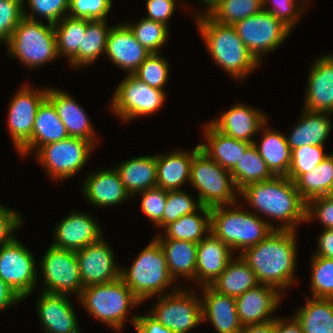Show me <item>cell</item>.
Listing matches in <instances>:
<instances>
[{
	"mask_svg": "<svg viewBox=\"0 0 333 333\" xmlns=\"http://www.w3.org/2000/svg\"><path fill=\"white\" fill-rule=\"evenodd\" d=\"M296 242V231L274 230L239 255L254 271L259 284L273 286L283 293L290 285L297 284Z\"/></svg>",
	"mask_w": 333,
	"mask_h": 333,
	"instance_id": "6da1fadb",
	"label": "cell"
},
{
	"mask_svg": "<svg viewBox=\"0 0 333 333\" xmlns=\"http://www.w3.org/2000/svg\"><path fill=\"white\" fill-rule=\"evenodd\" d=\"M239 195L251 208L281 222L276 230L296 231L299 223L306 222L307 203L296 189L295 183L286 176L253 183L243 188ZM247 201V202H246Z\"/></svg>",
	"mask_w": 333,
	"mask_h": 333,
	"instance_id": "7a4b0ae2",
	"label": "cell"
},
{
	"mask_svg": "<svg viewBox=\"0 0 333 333\" xmlns=\"http://www.w3.org/2000/svg\"><path fill=\"white\" fill-rule=\"evenodd\" d=\"M194 21L213 61L228 75L242 82L260 66L233 25L214 21L209 15L197 17Z\"/></svg>",
	"mask_w": 333,
	"mask_h": 333,
	"instance_id": "3957f363",
	"label": "cell"
},
{
	"mask_svg": "<svg viewBox=\"0 0 333 333\" xmlns=\"http://www.w3.org/2000/svg\"><path fill=\"white\" fill-rule=\"evenodd\" d=\"M236 206L240 207L236 202L211 208L210 228L211 233L224 242L232 252L240 250L239 253H242L246 248L264 240L276 230V225L263 219L259 214L245 211L242 206L241 208Z\"/></svg>",
	"mask_w": 333,
	"mask_h": 333,
	"instance_id": "277c9868",
	"label": "cell"
},
{
	"mask_svg": "<svg viewBox=\"0 0 333 333\" xmlns=\"http://www.w3.org/2000/svg\"><path fill=\"white\" fill-rule=\"evenodd\" d=\"M121 278L142 303L155 295L170 294L180 288L173 289L172 285L176 282L168 271L164 252L155 238L128 269L121 268ZM169 286H172L171 290Z\"/></svg>",
	"mask_w": 333,
	"mask_h": 333,
	"instance_id": "5b68a950",
	"label": "cell"
},
{
	"mask_svg": "<svg viewBox=\"0 0 333 333\" xmlns=\"http://www.w3.org/2000/svg\"><path fill=\"white\" fill-rule=\"evenodd\" d=\"M77 299L91 316L117 331L123 329L130 309L142 304L121 277L83 288Z\"/></svg>",
	"mask_w": 333,
	"mask_h": 333,
	"instance_id": "8992f818",
	"label": "cell"
},
{
	"mask_svg": "<svg viewBox=\"0 0 333 333\" xmlns=\"http://www.w3.org/2000/svg\"><path fill=\"white\" fill-rule=\"evenodd\" d=\"M5 46L9 57L18 58L21 64L31 69L58 58L54 25L41 20L23 17Z\"/></svg>",
	"mask_w": 333,
	"mask_h": 333,
	"instance_id": "52a82bcc",
	"label": "cell"
},
{
	"mask_svg": "<svg viewBox=\"0 0 333 333\" xmlns=\"http://www.w3.org/2000/svg\"><path fill=\"white\" fill-rule=\"evenodd\" d=\"M190 185L197 190L201 205L210 209L236 203L240 197L230 171L201 149L195 153L191 163Z\"/></svg>",
	"mask_w": 333,
	"mask_h": 333,
	"instance_id": "ba28073f",
	"label": "cell"
},
{
	"mask_svg": "<svg viewBox=\"0 0 333 333\" xmlns=\"http://www.w3.org/2000/svg\"><path fill=\"white\" fill-rule=\"evenodd\" d=\"M92 142L68 137L59 142L41 146L35 156L46 173L55 181L71 178L80 172L95 148Z\"/></svg>",
	"mask_w": 333,
	"mask_h": 333,
	"instance_id": "9c48e42d",
	"label": "cell"
},
{
	"mask_svg": "<svg viewBox=\"0 0 333 333\" xmlns=\"http://www.w3.org/2000/svg\"><path fill=\"white\" fill-rule=\"evenodd\" d=\"M165 100L166 92L150 87L133 74H128L115 89L110 107L118 118L130 122L159 111Z\"/></svg>",
	"mask_w": 333,
	"mask_h": 333,
	"instance_id": "30bf717a",
	"label": "cell"
},
{
	"mask_svg": "<svg viewBox=\"0 0 333 333\" xmlns=\"http://www.w3.org/2000/svg\"><path fill=\"white\" fill-rule=\"evenodd\" d=\"M148 313L174 333H188L202 323L200 296L189 289L158 296Z\"/></svg>",
	"mask_w": 333,
	"mask_h": 333,
	"instance_id": "8fae6325",
	"label": "cell"
},
{
	"mask_svg": "<svg viewBox=\"0 0 333 333\" xmlns=\"http://www.w3.org/2000/svg\"><path fill=\"white\" fill-rule=\"evenodd\" d=\"M233 26L248 51L259 63L267 53L276 50L292 32L264 9Z\"/></svg>",
	"mask_w": 333,
	"mask_h": 333,
	"instance_id": "7c38bea8",
	"label": "cell"
},
{
	"mask_svg": "<svg viewBox=\"0 0 333 333\" xmlns=\"http://www.w3.org/2000/svg\"><path fill=\"white\" fill-rule=\"evenodd\" d=\"M39 263L43 292L79 298L84 287L76 252L50 245Z\"/></svg>",
	"mask_w": 333,
	"mask_h": 333,
	"instance_id": "4fadbf2b",
	"label": "cell"
},
{
	"mask_svg": "<svg viewBox=\"0 0 333 333\" xmlns=\"http://www.w3.org/2000/svg\"><path fill=\"white\" fill-rule=\"evenodd\" d=\"M36 264L32 251L17 237L0 247V278L23 301L37 288Z\"/></svg>",
	"mask_w": 333,
	"mask_h": 333,
	"instance_id": "5bb4252c",
	"label": "cell"
},
{
	"mask_svg": "<svg viewBox=\"0 0 333 333\" xmlns=\"http://www.w3.org/2000/svg\"><path fill=\"white\" fill-rule=\"evenodd\" d=\"M47 92V87L38 90L24 85L9 103L7 127L18 152L31 139L38 108L47 98Z\"/></svg>",
	"mask_w": 333,
	"mask_h": 333,
	"instance_id": "9a60e30c",
	"label": "cell"
},
{
	"mask_svg": "<svg viewBox=\"0 0 333 333\" xmlns=\"http://www.w3.org/2000/svg\"><path fill=\"white\" fill-rule=\"evenodd\" d=\"M83 287L112 282L121 277V268L104 236L76 252Z\"/></svg>",
	"mask_w": 333,
	"mask_h": 333,
	"instance_id": "2e32d148",
	"label": "cell"
},
{
	"mask_svg": "<svg viewBox=\"0 0 333 333\" xmlns=\"http://www.w3.org/2000/svg\"><path fill=\"white\" fill-rule=\"evenodd\" d=\"M54 227V241L51 245L77 252L89 244L99 241L104 235L100 224L87 213L71 211Z\"/></svg>",
	"mask_w": 333,
	"mask_h": 333,
	"instance_id": "e0dca14e",
	"label": "cell"
},
{
	"mask_svg": "<svg viewBox=\"0 0 333 333\" xmlns=\"http://www.w3.org/2000/svg\"><path fill=\"white\" fill-rule=\"evenodd\" d=\"M283 293L277 288L258 284L235 298L240 323L245 325L273 321L272 316L281 303Z\"/></svg>",
	"mask_w": 333,
	"mask_h": 333,
	"instance_id": "ac0fdd59",
	"label": "cell"
},
{
	"mask_svg": "<svg viewBox=\"0 0 333 333\" xmlns=\"http://www.w3.org/2000/svg\"><path fill=\"white\" fill-rule=\"evenodd\" d=\"M150 54L125 22L112 26L105 55L115 66L126 71V75L133 74Z\"/></svg>",
	"mask_w": 333,
	"mask_h": 333,
	"instance_id": "d6986e66",
	"label": "cell"
},
{
	"mask_svg": "<svg viewBox=\"0 0 333 333\" xmlns=\"http://www.w3.org/2000/svg\"><path fill=\"white\" fill-rule=\"evenodd\" d=\"M307 77L303 109L333 113V54L317 57Z\"/></svg>",
	"mask_w": 333,
	"mask_h": 333,
	"instance_id": "ffe728a7",
	"label": "cell"
},
{
	"mask_svg": "<svg viewBox=\"0 0 333 333\" xmlns=\"http://www.w3.org/2000/svg\"><path fill=\"white\" fill-rule=\"evenodd\" d=\"M266 117L264 112L255 107L237 103L221 116L208 122L229 137L253 144L255 141L252 137L268 122Z\"/></svg>",
	"mask_w": 333,
	"mask_h": 333,
	"instance_id": "44dd1931",
	"label": "cell"
},
{
	"mask_svg": "<svg viewBox=\"0 0 333 333\" xmlns=\"http://www.w3.org/2000/svg\"><path fill=\"white\" fill-rule=\"evenodd\" d=\"M40 293L36 306L44 333H81L68 295Z\"/></svg>",
	"mask_w": 333,
	"mask_h": 333,
	"instance_id": "7402d4cb",
	"label": "cell"
},
{
	"mask_svg": "<svg viewBox=\"0 0 333 333\" xmlns=\"http://www.w3.org/2000/svg\"><path fill=\"white\" fill-rule=\"evenodd\" d=\"M82 193L88 202L97 207H111L129 200L119 173L114 168L97 170L84 177Z\"/></svg>",
	"mask_w": 333,
	"mask_h": 333,
	"instance_id": "603a6c76",
	"label": "cell"
},
{
	"mask_svg": "<svg viewBox=\"0 0 333 333\" xmlns=\"http://www.w3.org/2000/svg\"><path fill=\"white\" fill-rule=\"evenodd\" d=\"M202 321H209L217 333H239L240 323L235 297L216 292L210 286L201 287Z\"/></svg>",
	"mask_w": 333,
	"mask_h": 333,
	"instance_id": "cb8c5ba5",
	"label": "cell"
},
{
	"mask_svg": "<svg viewBox=\"0 0 333 333\" xmlns=\"http://www.w3.org/2000/svg\"><path fill=\"white\" fill-rule=\"evenodd\" d=\"M47 98L54 104L69 137L81 138L97 145L95 128L74 97L56 87H48Z\"/></svg>",
	"mask_w": 333,
	"mask_h": 333,
	"instance_id": "d4e9b609",
	"label": "cell"
},
{
	"mask_svg": "<svg viewBox=\"0 0 333 333\" xmlns=\"http://www.w3.org/2000/svg\"><path fill=\"white\" fill-rule=\"evenodd\" d=\"M234 255L224 242L210 232L197 245L196 284L210 286Z\"/></svg>",
	"mask_w": 333,
	"mask_h": 333,
	"instance_id": "484cf974",
	"label": "cell"
},
{
	"mask_svg": "<svg viewBox=\"0 0 333 333\" xmlns=\"http://www.w3.org/2000/svg\"><path fill=\"white\" fill-rule=\"evenodd\" d=\"M200 149L196 145L192 151L176 150L156 155L157 187L164 190H182L185 183H190L191 163Z\"/></svg>",
	"mask_w": 333,
	"mask_h": 333,
	"instance_id": "4316f807",
	"label": "cell"
},
{
	"mask_svg": "<svg viewBox=\"0 0 333 333\" xmlns=\"http://www.w3.org/2000/svg\"><path fill=\"white\" fill-rule=\"evenodd\" d=\"M66 127L54 104L46 98L39 106L30 141L19 151L22 156L35 153L41 146L68 138Z\"/></svg>",
	"mask_w": 333,
	"mask_h": 333,
	"instance_id": "83f0119b",
	"label": "cell"
},
{
	"mask_svg": "<svg viewBox=\"0 0 333 333\" xmlns=\"http://www.w3.org/2000/svg\"><path fill=\"white\" fill-rule=\"evenodd\" d=\"M328 112H312L303 109L300 118L286 136L291 150L307 145L324 146L331 128L332 120Z\"/></svg>",
	"mask_w": 333,
	"mask_h": 333,
	"instance_id": "f1b7e54d",
	"label": "cell"
},
{
	"mask_svg": "<svg viewBox=\"0 0 333 333\" xmlns=\"http://www.w3.org/2000/svg\"><path fill=\"white\" fill-rule=\"evenodd\" d=\"M205 143H200V149L221 167L231 170L250 143L229 137L216 130L209 122L203 127Z\"/></svg>",
	"mask_w": 333,
	"mask_h": 333,
	"instance_id": "f546056e",
	"label": "cell"
},
{
	"mask_svg": "<svg viewBox=\"0 0 333 333\" xmlns=\"http://www.w3.org/2000/svg\"><path fill=\"white\" fill-rule=\"evenodd\" d=\"M115 169L131 198L142 191L157 187L156 155L131 158L117 165Z\"/></svg>",
	"mask_w": 333,
	"mask_h": 333,
	"instance_id": "4dcf8cb0",
	"label": "cell"
},
{
	"mask_svg": "<svg viewBox=\"0 0 333 333\" xmlns=\"http://www.w3.org/2000/svg\"><path fill=\"white\" fill-rule=\"evenodd\" d=\"M165 255L167 268L176 280H195L197 264V243L177 239H156ZM184 277V278H183Z\"/></svg>",
	"mask_w": 333,
	"mask_h": 333,
	"instance_id": "1f68e13d",
	"label": "cell"
},
{
	"mask_svg": "<svg viewBox=\"0 0 333 333\" xmlns=\"http://www.w3.org/2000/svg\"><path fill=\"white\" fill-rule=\"evenodd\" d=\"M266 124L261 128L260 142H254L267 167L275 176H286L291 165L292 150L287 143L286 135L280 131L270 130Z\"/></svg>",
	"mask_w": 333,
	"mask_h": 333,
	"instance_id": "d6a6232c",
	"label": "cell"
},
{
	"mask_svg": "<svg viewBox=\"0 0 333 333\" xmlns=\"http://www.w3.org/2000/svg\"><path fill=\"white\" fill-rule=\"evenodd\" d=\"M258 284L254 271L238 254L228 262L210 287L218 293L236 298Z\"/></svg>",
	"mask_w": 333,
	"mask_h": 333,
	"instance_id": "836d02e7",
	"label": "cell"
},
{
	"mask_svg": "<svg viewBox=\"0 0 333 333\" xmlns=\"http://www.w3.org/2000/svg\"><path fill=\"white\" fill-rule=\"evenodd\" d=\"M199 211L184 215L166 225L162 234L155 239H177L199 243L210 232V208L201 207ZM165 234V235H164Z\"/></svg>",
	"mask_w": 333,
	"mask_h": 333,
	"instance_id": "e575fe53",
	"label": "cell"
},
{
	"mask_svg": "<svg viewBox=\"0 0 333 333\" xmlns=\"http://www.w3.org/2000/svg\"><path fill=\"white\" fill-rule=\"evenodd\" d=\"M108 19L88 20L86 33L83 35L82 49L68 62L71 68H81L94 64L102 54L105 56L106 43L111 26H108Z\"/></svg>",
	"mask_w": 333,
	"mask_h": 333,
	"instance_id": "d590c367",
	"label": "cell"
},
{
	"mask_svg": "<svg viewBox=\"0 0 333 333\" xmlns=\"http://www.w3.org/2000/svg\"><path fill=\"white\" fill-rule=\"evenodd\" d=\"M293 315L303 333H333V299L309 298Z\"/></svg>",
	"mask_w": 333,
	"mask_h": 333,
	"instance_id": "8d00e7d4",
	"label": "cell"
},
{
	"mask_svg": "<svg viewBox=\"0 0 333 333\" xmlns=\"http://www.w3.org/2000/svg\"><path fill=\"white\" fill-rule=\"evenodd\" d=\"M230 174L239 192L250 184L266 181L275 176L254 144L246 148L239 162L230 170Z\"/></svg>",
	"mask_w": 333,
	"mask_h": 333,
	"instance_id": "74e56055",
	"label": "cell"
},
{
	"mask_svg": "<svg viewBox=\"0 0 333 333\" xmlns=\"http://www.w3.org/2000/svg\"><path fill=\"white\" fill-rule=\"evenodd\" d=\"M294 183L306 203L326 196L333 183V154L329 153L317 167L302 174Z\"/></svg>",
	"mask_w": 333,
	"mask_h": 333,
	"instance_id": "f35d334b",
	"label": "cell"
},
{
	"mask_svg": "<svg viewBox=\"0 0 333 333\" xmlns=\"http://www.w3.org/2000/svg\"><path fill=\"white\" fill-rule=\"evenodd\" d=\"M87 19L65 16L54 24L58 57H66L69 62L82 49L83 35L86 33Z\"/></svg>",
	"mask_w": 333,
	"mask_h": 333,
	"instance_id": "ab89813d",
	"label": "cell"
},
{
	"mask_svg": "<svg viewBox=\"0 0 333 333\" xmlns=\"http://www.w3.org/2000/svg\"><path fill=\"white\" fill-rule=\"evenodd\" d=\"M263 9V0H221L209 16L219 23L234 25Z\"/></svg>",
	"mask_w": 333,
	"mask_h": 333,
	"instance_id": "60d3db41",
	"label": "cell"
},
{
	"mask_svg": "<svg viewBox=\"0 0 333 333\" xmlns=\"http://www.w3.org/2000/svg\"><path fill=\"white\" fill-rule=\"evenodd\" d=\"M135 35L136 40L150 53H161L169 38V28L159 22L141 18L137 23L125 22Z\"/></svg>",
	"mask_w": 333,
	"mask_h": 333,
	"instance_id": "b9f144b4",
	"label": "cell"
},
{
	"mask_svg": "<svg viewBox=\"0 0 333 333\" xmlns=\"http://www.w3.org/2000/svg\"><path fill=\"white\" fill-rule=\"evenodd\" d=\"M310 258L311 297L333 299V259L315 255Z\"/></svg>",
	"mask_w": 333,
	"mask_h": 333,
	"instance_id": "7bdbcfd3",
	"label": "cell"
},
{
	"mask_svg": "<svg viewBox=\"0 0 333 333\" xmlns=\"http://www.w3.org/2000/svg\"><path fill=\"white\" fill-rule=\"evenodd\" d=\"M324 147L307 145L293 149L291 165L286 177L295 182L302 174L317 167L329 155L324 152Z\"/></svg>",
	"mask_w": 333,
	"mask_h": 333,
	"instance_id": "ee69618b",
	"label": "cell"
},
{
	"mask_svg": "<svg viewBox=\"0 0 333 333\" xmlns=\"http://www.w3.org/2000/svg\"><path fill=\"white\" fill-rule=\"evenodd\" d=\"M161 53H151L133 73V75L150 87L165 92L164 87L169 76V61Z\"/></svg>",
	"mask_w": 333,
	"mask_h": 333,
	"instance_id": "f6af8a7d",
	"label": "cell"
},
{
	"mask_svg": "<svg viewBox=\"0 0 333 333\" xmlns=\"http://www.w3.org/2000/svg\"><path fill=\"white\" fill-rule=\"evenodd\" d=\"M22 4L23 16L30 20L38 21L41 16L54 25L68 16L69 0H22ZM24 5L29 7L30 13L26 12Z\"/></svg>",
	"mask_w": 333,
	"mask_h": 333,
	"instance_id": "bcb514c9",
	"label": "cell"
},
{
	"mask_svg": "<svg viewBox=\"0 0 333 333\" xmlns=\"http://www.w3.org/2000/svg\"><path fill=\"white\" fill-rule=\"evenodd\" d=\"M200 201L194 200L192 195L184 190L167 191L165 210L163 212V228L180 217L200 211Z\"/></svg>",
	"mask_w": 333,
	"mask_h": 333,
	"instance_id": "7dc6e473",
	"label": "cell"
},
{
	"mask_svg": "<svg viewBox=\"0 0 333 333\" xmlns=\"http://www.w3.org/2000/svg\"><path fill=\"white\" fill-rule=\"evenodd\" d=\"M305 2V0H263V9L278 18L292 31L302 17L301 14L305 9L307 10Z\"/></svg>",
	"mask_w": 333,
	"mask_h": 333,
	"instance_id": "c3c4849f",
	"label": "cell"
},
{
	"mask_svg": "<svg viewBox=\"0 0 333 333\" xmlns=\"http://www.w3.org/2000/svg\"><path fill=\"white\" fill-rule=\"evenodd\" d=\"M141 196V211L152 222L151 224L163 228V212L165 210L167 190L155 187L138 194Z\"/></svg>",
	"mask_w": 333,
	"mask_h": 333,
	"instance_id": "681fc988",
	"label": "cell"
},
{
	"mask_svg": "<svg viewBox=\"0 0 333 333\" xmlns=\"http://www.w3.org/2000/svg\"><path fill=\"white\" fill-rule=\"evenodd\" d=\"M112 0H69L68 16L88 20H104L112 8Z\"/></svg>",
	"mask_w": 333,
	"mask_h": 333,
	"instance_id": "f907efd6",
	"label": "cell"
},
{
	"mask_svg": "<svg viewBox=\"0 0 333 333\" xmlns=\"http://www.w3.org/2000/svg\"><path fill=\"white\" fill-rule=\"evenodd\" d=\"M22 0H0V43H7L23 18Z\"/></svg>",
	"mask_w": 333,
	"mask_h": 333,
	"instance_id": "816d5d0a",
	"label": "cell"
},
{
	"mask_svg": "<svg viewBox=\"0 0 333 333\" xmlns=\"http://www.w3.org/2000/svg\"><path fill=\"white\" fill-rule=\"evenodd\" d=\"M317 220L323 229H333V201L326 196L311 199L307 203L306 223Z\"/></svg>",
	"mask_w": 333,
	"mask_h": 333,
	"instance_id": "f5cc1de1",
	"label": "cell"
},
{
	"mask_svg": "<svg viewBox=\"0 0 333 333\" xmlns=\"http://www.w3.org/2000/svg\"><path fill=\"white\" fill-rule=\"evenodd\" d=\"M22 220L20 212L0 204V247L16 237L14 232L20 228Z\"/></svg>",
	"mask_w": 333,
	"mask_h": 333,
	"instance_id": "db71d44e",
	"label": "cell"
},
{
	"mask_svg": "<svg viewBox=\"0 0 333 333\" xmlns=\"http://www.w3.org/2000/svg\"><path fill=\"white\" fill-rule=\"evenodd\" d=\"M176 0H147V15L144 17L169 27V19L176 9Z\"/></svg>",
	"mask_w": 333,
	"mask_h": 333,
	"instance_id": "11a10c76",
	"label": "cell"
},
{
	"mask_svg": "<svg viewBox=\"0 0 333 333\" xmlns=\"http://www.w3.org/2000/svg\"><path fill=\"white\" fill-rule=\"evenodd\" d=\"M132 317L130 321L137 333H174L169 328L164 327L148 312L147 315H133Z\"/></svg>",
	"mask_w": 333,
	"mask_h": 333,
	"instance_id": "9f6ffc18",
	"label": "cell"
},
{
	"mask_svg": "<svg viewBox=\"0 0 333 333\" xmlns=\"http://www.w3.org/2000/svg\"><path fill=\"white\" fill-rule=\"evenodd\" d=\"M315 256L333 259V229H323L319 234Z\"/></svg>",
	"mask_w": 333,
	"mask_h": 333,
	"instance_id": "6f0895ef",
	"label": "cell"
},
{
	"mask_svg": "<svg viewBox=\"0 0 333 333\" xmlns=\"http://www.w3.org/2000/svg\"><path fill=\"white\" fill-rule=\"evenodd\" d=\"M274 333H303L301 324L293 316L290 320L276 317L274 319Z\"/></svg>",
	"mask_w": 333,
	"mask_h": 333,
	"instance_id": "680465c9",
	"label": "cell"
},
{
	"mask_svg": "<svg viewBox=\"0 0 333 333\" xmlns=\"http://www.w3.org/2000/svg\"><path fill=\"white\" fill-rule=\"evenodd\" d=\"M22 300L14 291L0 278V311L9 309Z\"/></svg>",
	"mask_w": 333,
	"mask_h": 333,
	"instance_id": "91938a15",
	"label": "cell"
},
{
	"mask_svg": "<svg viewBox=\"0 0 333 333\" xmlns=\"http://www.w3.org/2000/svg\"><path fill=\"white\" fill-rule=\"evenodd\" d=\"M239 333H274V320L261 324L245 325Z\"/></svg>",
	"mask_w": 333,
	"mask_h": 333,
	"instance_id": "94428289",
	"label": "cell"
},
{
	"mask_svg": "<svg viewBox=\"0 0 333 333\" xmlns=\"http://www.w3.org/2000/svg\"><path fill=\"white\" fill-rule=\"evenodd\" d=\"M200 1H201V3H204L206 8H205L204 12L200 11V13L194 14V15H196L195 18L203 16V15H209L212 12V10L219 4V2L221 0H200Z\"/></svg>",
	"mask_w": 333,
	"mask_h": 333,
	"instance_id": "6125c7cd",
	"label": "cell"
},
{
	"mask_svg": "<svg viewBox=\"0 0 333 333\" xmlns=\"http://www.w3.org/2000/svg\"><path fill=\"white\" fill-rule=\"evenodd\" d=\"M326 197L333 201V183H332L328 193L326 194Z\"/></svg>",
	"mask_w": 333,
	"mask_h": 333,
	"instance_id": "be15d7a7",
	"label": "cell"
}]
</instances>
